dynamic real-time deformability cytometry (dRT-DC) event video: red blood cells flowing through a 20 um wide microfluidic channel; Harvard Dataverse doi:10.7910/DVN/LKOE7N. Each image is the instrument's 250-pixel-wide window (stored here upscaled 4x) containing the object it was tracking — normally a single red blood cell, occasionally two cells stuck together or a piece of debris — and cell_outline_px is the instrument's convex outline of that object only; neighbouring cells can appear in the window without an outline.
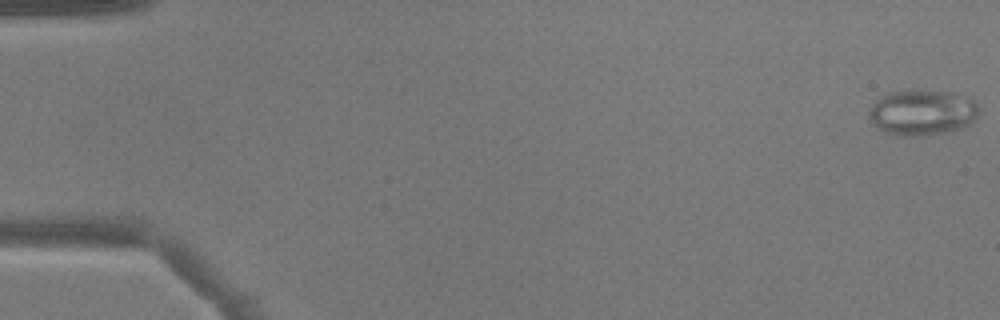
{"species": "common noctule bat (a hibernating species)", "species_latin": "Nyctalus noctula", "temperature_condition": "warm", "stored_images_in_passage": 12, "camera_frame_rate_fps": 3000, "um_per_image_px": 0.085, "animal": {"sex": "male", "body_mass_g": 17.9}, "frame": {"image": 1, "passage_image": 1, "time_ms": 0.0, "image_size_px": [1000, 320], "cell_outline_px": [[980, 112], [964, 128], [948, 132], [924, 136], [900, 136], [884, 132], [876, 128], [868, 116], [868, 108], [880, 96], [888, 92], [912, 88], [916, 88], [956, 92], [976, 100]], "centroid_in_image_um": [78.38, 9.53], "position_along_channel_um": 6.6, "area_um2": 30.4}}